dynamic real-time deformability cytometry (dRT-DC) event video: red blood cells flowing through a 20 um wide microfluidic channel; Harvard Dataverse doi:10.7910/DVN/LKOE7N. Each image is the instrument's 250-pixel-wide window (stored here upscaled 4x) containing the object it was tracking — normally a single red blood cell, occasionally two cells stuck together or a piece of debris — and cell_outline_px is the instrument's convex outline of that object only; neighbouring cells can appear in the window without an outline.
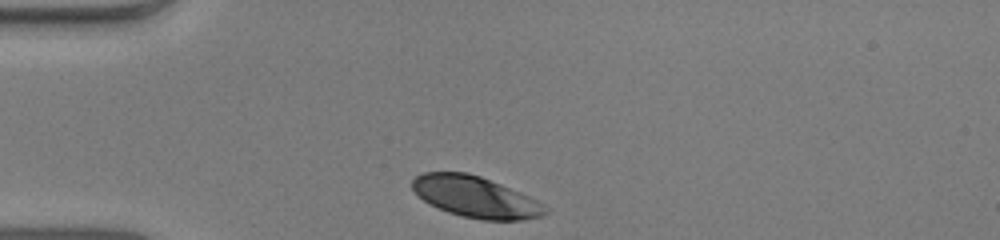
{"species": "human", "species_latin": "Homo sapiens", "temperature_condition": "warm", "stored_images_in_passage": 29, "camera_frame_rate_fps": 3000, "um_per_image_px": 0.085, "donor": {"sex": "male"}, "frame": {"image": 1, "passage_image": 1, "time_ms": 0.0, "image_size_px": [1000, 240], "cell_outline_px": [[548, 212], [544, 216], [524, 220], [484, 220], [464, 216], [448, 212], [416, 196], [412, 188], [412, 180], [416, 176], [424, 172], [468, 172], [480, 176], [520, 192], [536, 200], [548, 208]], "centroid_in_image_um": [40.43, 16.74], "position_along_channel_um": 44.6, "area_um2": 31.73}}
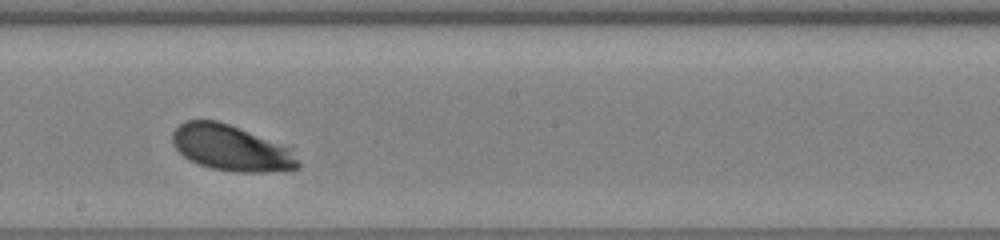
{"frame": {"image": 2, "passage_image": 17, "time_ms": 5.333, "image_size_px": [1000, 240], "cell_outline_px": [[300, 168], [264, 172], [236, 172], [212, 168], [200, 164], [184, 156], [172, 144], [172, 132], [184, 120], [216, 120], [228, 124], [292, 148], [300, 164]], "centroid_in_image_um": [19.65, 12.58], "position_along_channel_um": 228.6, "area_um2": 33.23}}
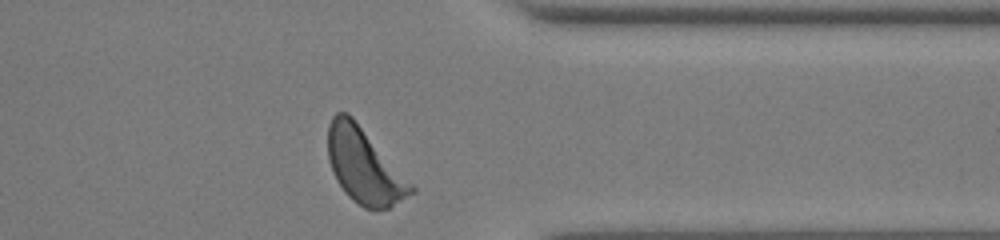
{"frame": {"image": 3, "passage_image": 29, "time_ms": 9.333, "image_size_px": [1000, 240], "cell_outline_px": [[416, 192], [388, 208], [364, 208], [352, 200], [348, 196], [336, 180], [332, 172], [328, 160], [328, 124], [332, 116], [336, 112], [348, 112], [352, 116], [416, 188]], "centroid_in_image_um": [30.93, 14.09], "position_along_channel_um": 380.5, "area_um2": 36.07}, "authors_computed_cell_mechanics": {"area_um2": 33.4084, "velocity_mm_per_s": 3.9638, "shape_relaxation_time_tau1_ms": null, "shape_relaxation_time_tau2_ms": 3.9752, "deformation_change_tau1": null, "deformation_change_tau2": 0.1407}}